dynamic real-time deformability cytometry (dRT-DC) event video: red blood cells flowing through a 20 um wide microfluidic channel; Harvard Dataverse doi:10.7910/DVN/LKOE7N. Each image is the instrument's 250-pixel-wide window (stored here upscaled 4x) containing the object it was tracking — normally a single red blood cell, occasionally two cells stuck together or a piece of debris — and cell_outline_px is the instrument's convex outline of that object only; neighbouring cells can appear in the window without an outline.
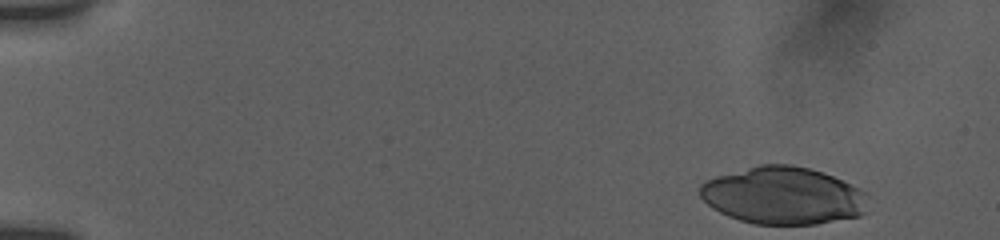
{"species": "human", "species_latin": "Homo sapiens", "temperature_condition": "room temperature", "stored_images_in_passage": 55, "camera_frame_rate_fps": 3000, "um_per_image_px": 0.085, "donor": {"sex": "female"}, "frame": {"image": 1, "passage_image": 1, "time_ms": 0.0, "image_size_px": [1000, 240], "cell_outline_px": [[868, 212], [860, 216], [816, 224], [752, 224], [728, 216], [712, 208], [700, 196], [700, 184], [704, 180], [716, 176], [760, 164], [792, 164], [808, 168], [832, 176], [852, 184], [868, 192]], "centroid_in_image_um": [66.61, 16.63], "position_along_channel_um": 18.4, "area_um2": 56.64}}